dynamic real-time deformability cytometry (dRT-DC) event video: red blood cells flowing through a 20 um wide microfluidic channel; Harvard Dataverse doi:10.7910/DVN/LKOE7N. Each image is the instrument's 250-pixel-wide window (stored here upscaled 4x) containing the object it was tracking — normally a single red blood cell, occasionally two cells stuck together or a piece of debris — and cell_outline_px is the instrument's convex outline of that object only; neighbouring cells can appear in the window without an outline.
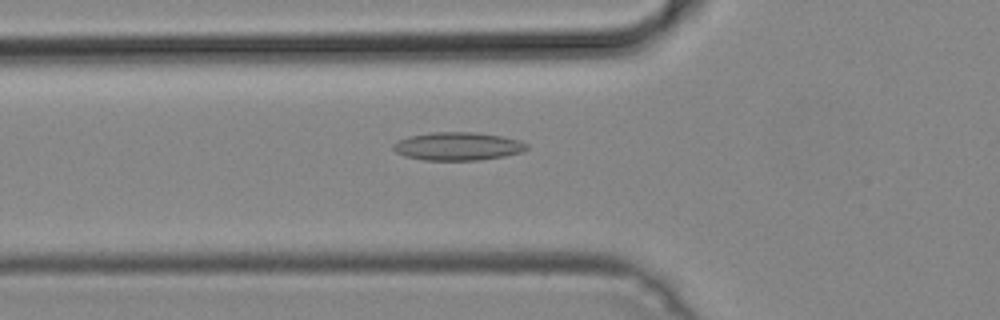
{"species": "common noctule bat (a hibernating species)", "species_latin": "Nyctalus noctula", "temperature_condition": "cold", "stored_images_in_passage": 50, "camera_frame_rate_fps": 3000, "um_per_image_px": 0.085, "animal": {"sex": "male", "body_mass_g": 19.2, "forearm_length_mm": 51.8}, "frame": {"image": 1, "passage_image": 18, "time_ms": 5.667, "image_size_px": [1000, 320], "cell_outline_px": [[528, 148], [524, 152], [504, 156], [480, 160], [424, 160], [404, 156], [396, 152], [392, 148], [392, 144], [408, 136], [432, 132], [476, 132], [500, 136], [520, 140], [528, 144]], "centroid_in_image_um": [38.92, 12.43], "position_along_channel_um": 86.9, "area_um2": 22.02}}
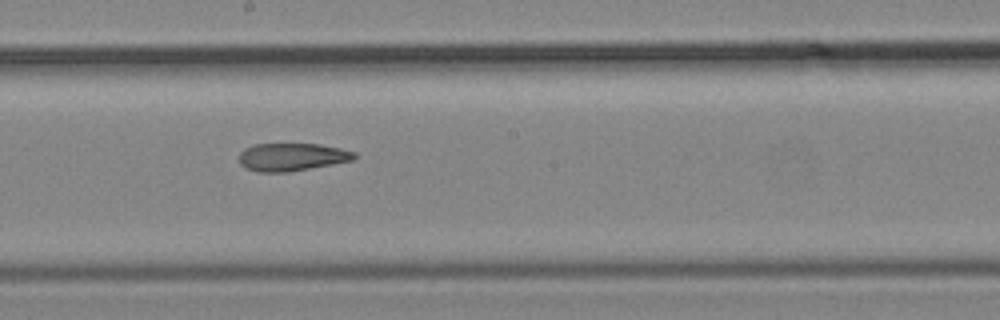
{"frame": {"image": 2, "passage_image": 28, "time_ms": 9.0, "image_size_px": [1000, 320], "cell_outline_px": [[356, 156], [352, 160], [332, 164], [288, 172], [256, 172], [244, 168], [240, 164], [240, 152], [244, 148], [256, 144], [320, 144], [340, 148], [356, 152]], "centroid_in_image_um": [24.78, 13.34], "position_along_channel_um": 223.4, "area_um2": 18.67}}
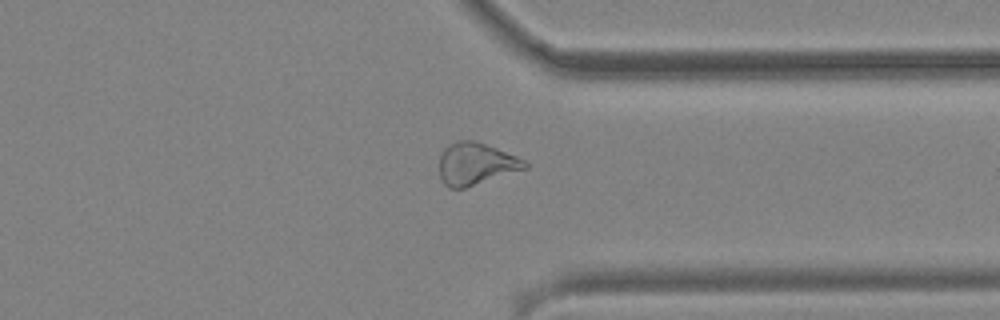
{"frame": {"image": 3, "passage_image": 39, "time_ms": 12.667, "image_size_px": [1000, 320], "cell_outline_px": [[528, 168], [464, 188], [448, 188], [440, 180], [440, 156], [444, 148], [448, 144], [456, 140], [476, 140], [516, 156], [524, 160], [528, 164]], "centroid_in_image_um": [40.42, 13.92], "position_along_channel_um": 371.0, "area_um2": 21.04}}